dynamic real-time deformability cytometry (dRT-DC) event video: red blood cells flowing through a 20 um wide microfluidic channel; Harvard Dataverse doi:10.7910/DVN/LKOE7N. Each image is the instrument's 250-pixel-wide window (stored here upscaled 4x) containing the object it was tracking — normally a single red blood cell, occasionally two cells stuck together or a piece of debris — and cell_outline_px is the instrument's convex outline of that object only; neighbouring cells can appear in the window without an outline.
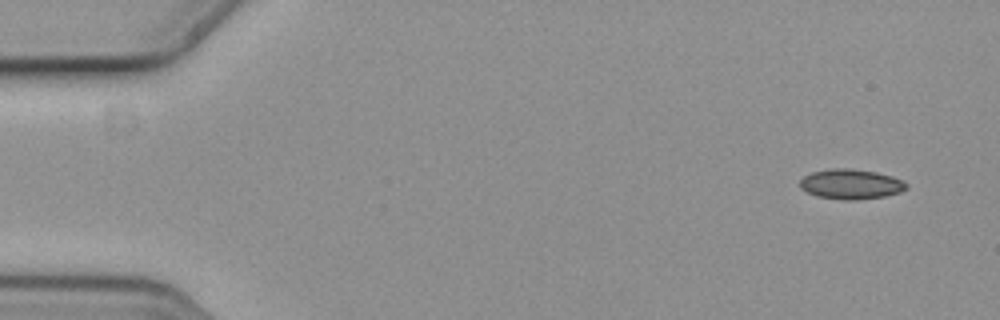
{"species": "common noctule bat (a hibernating species)", "species_latin": "Nyctalus noctula", "temperature_condition": "cold", "stored_images_in_passage": 6, "camera_frame_rate_fps": 3000, "um_per_image_px": 0.085, "animal": {"sex": "female", "body_mass_g": 19.3, "forearm_length_mm": 54.1}, "frame": {"image": 1, "passage_image": 1, "time_ms": 0.0, "image_size_px": [1000, 320], "cell_outline_px": [[908, 188], [900, 192], [884, 196], [856, 200], [844, 200], [820, 196], [808, 192], [800, 188], [800, 180], [804, 176], [812, 172], [832, 168], [848, 168], [876, 172], [892, 176], [908, 184]], "centroid_in_image_um": [72.33, 15.64], "position_along_channel_um": 12.7, "area_um2": 18.44}}
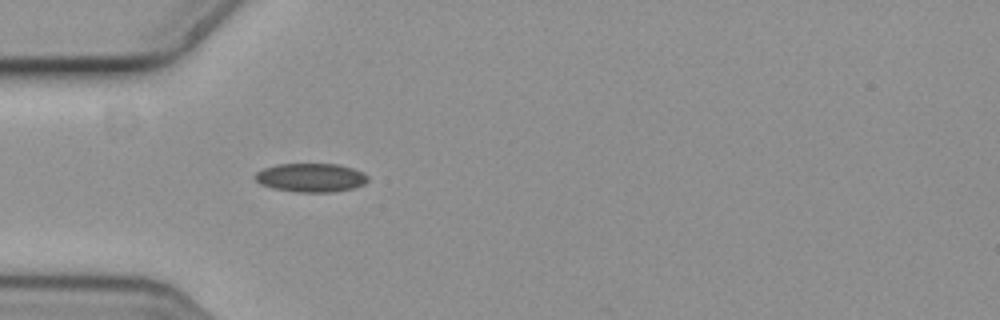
{"frame": {"image": 2, "passage_image": 5, "time_ms": 1.333, "image_size_px": [1000, 320], "cell_outline_px": [[368, 180], [364, 184], [352, 188], [332, 192], [296, 192], [272, 188], [260, 184], [252, 176], [256, 172], [264, 168], [276, 164], [336, 164], [352, 168], [368, 176]], "centroid_in_image_um": [26.37, 15.1], "position_along_channel_um": 58.6, "area_um2": 18.84}}